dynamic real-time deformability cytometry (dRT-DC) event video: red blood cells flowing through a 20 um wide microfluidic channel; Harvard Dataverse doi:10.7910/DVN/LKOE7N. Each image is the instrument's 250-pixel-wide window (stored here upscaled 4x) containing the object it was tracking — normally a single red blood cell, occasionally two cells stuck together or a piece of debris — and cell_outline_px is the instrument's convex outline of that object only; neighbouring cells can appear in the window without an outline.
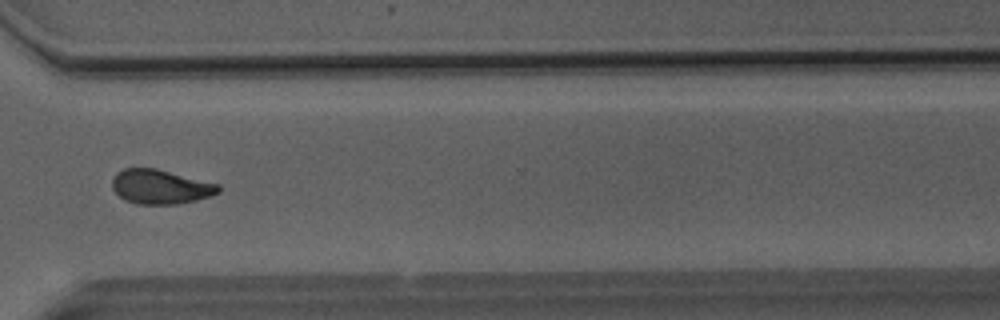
{"species": "Egyptian fruit bat (a non-hibernating species)", "species_latin": "Rousettus aegyptiacus", "temperature_condition": "room temperature", "stored_images_in_passage": 46, "camera_frame_rate_fps": 3000, "um_per_image_px": 0.085, "animal": {"sex": "male"}, "frame": {"image": 1, "passage_image": 33, "time_ms": 10.667, "image_size_px": [1000, 320], "cell_outline_px": [[220, 192], [196, 200], [176, 204], [136, 204], [124, 200], [112, 188], [112, 180], [116, 172], [124, 168], [156, 168], [220, 184]], "centroid_in_image_um": [13.62, 15.87], "position_along_channel_um": 357.0, "area_um2": 21.33}}
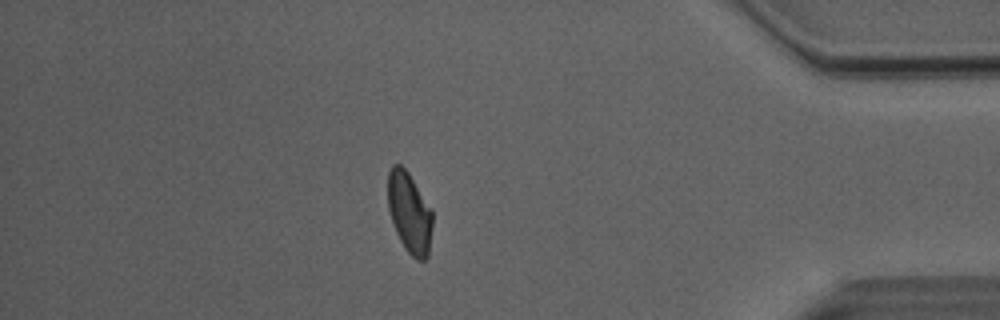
{"frame": {"image": 2, "passage_image": 39, "time_ms": 12.667, "image_size_px": [1000, 320], "cell_outline_px": [[432, 228], [428, 256], [424, 260], [416, 260], [404, 248], [396, 232], [388, 208], [388, 172], [392, 164], [400, 164], [408, 172], [432, 208]], "centroid_in_image_um": [34.81, 18.07], "position_along_channel_um": 400.4, "area_um2": 21.1}}
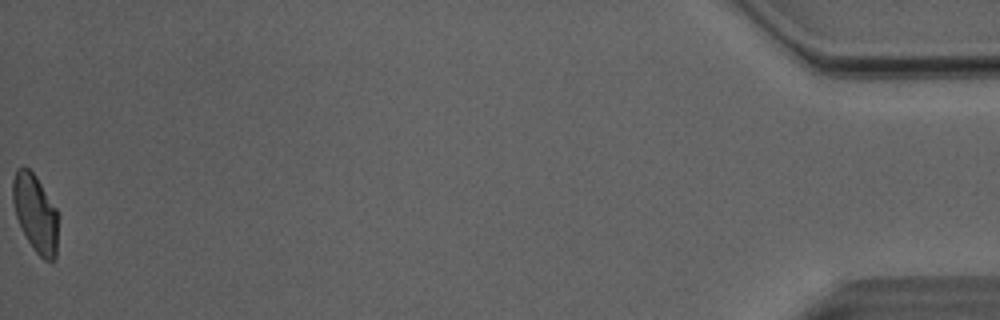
{"frame": {"image": 3, "passage_image": 46, "time_ms": 15.0, "image_size_px": [1000, 320], "cell_outline_px": [[56, 260], [44, 260], [36, 252], [28, 240], [16, 216], [12, 200], [12, 180], [16, 168], [28, 168], [36, 176], [56, 208]], "centroid_in_image_um": [2.98, 18.09], "position_along_channel_um": 432.2, "area_um2": 20.06}, "authors_computed_cell_mechanics": {"area_um2": 21.4438, "velocity_mm_per_s": 4.0721, "shape_relaxation_time_tau1_ms": 5.277, "shape_relaxation_time_tau2_ms": 2.7424, "deformation_change_tau1": 0.1505, "deformation_change_tau2": 0.0869}}